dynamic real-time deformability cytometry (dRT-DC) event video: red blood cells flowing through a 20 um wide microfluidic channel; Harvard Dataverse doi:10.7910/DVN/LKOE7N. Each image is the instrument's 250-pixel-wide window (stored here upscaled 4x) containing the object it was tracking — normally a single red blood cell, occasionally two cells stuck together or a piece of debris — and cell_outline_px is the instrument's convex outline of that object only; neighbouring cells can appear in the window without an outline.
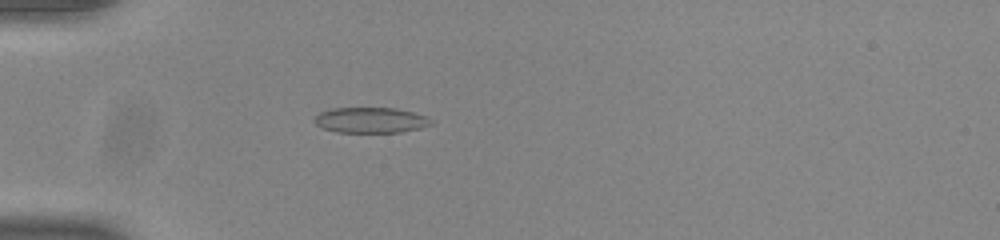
{"species": "common noctule bat (a hibernating species)", "species_latin": "Nyctalus noctula", "temperature_condition": "room temperature", "stored_images_in_passage": 40, "camera_frame_rate_fps": 3000, "um_per_image_px": 0.085, "animal": {"sex": "male", "body_mass_g": 20.0, "forearm_length_mm": 53.3}, "frame": {"image": 1, "passage_image": 3, "time_ms": 0.667, "image_size_px": [1000, 240], "cell_outline_px": [[432, 124], [420, 128], [400, 132], [336, 132], [324, 128], [316, 124], [312, 120], [320, 112], [332, 108], [396, 108], [428, 116], [432, 120]], "centroid_in_image_um": [31.51, 10.21], "position_along_channel_um": 53.5, "area_um2": 17.34}}
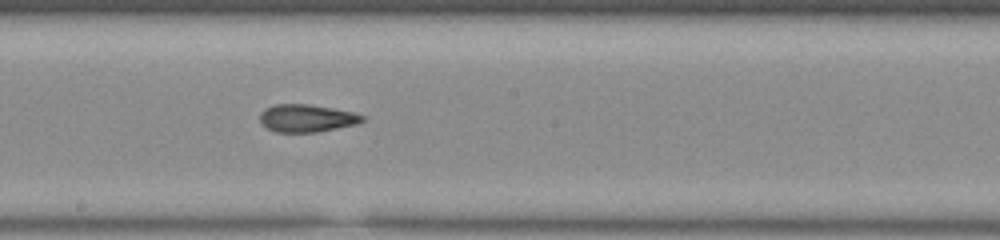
{"frame": {"image": 2, "passage_image": 17, "time_ms": 5.333, "image_size_px": [1000, 240], "cell_outline_px": [[368, 116], [364, 120], [356, 124], [316, 132], [276, 132], [268, 128], [260, 120], [260, 112], [264, 108], [276, 104], [308, 104], [332, 108], [352, 112]], "centroid_in_image_um": [26.08, 10.04], "position_along_channel_um": 222.1, "area_um2": 16.42}}
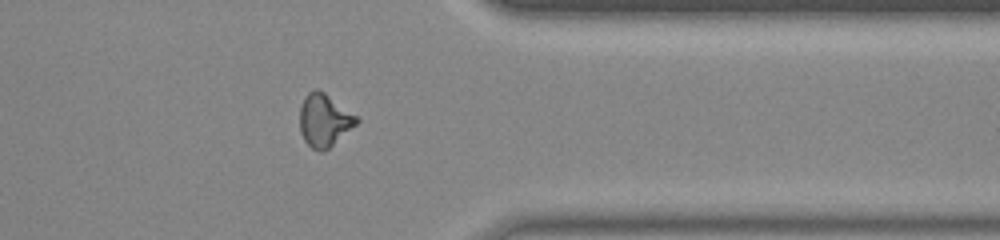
{"frame": {"image": 3, "passage_image": 30, "time_ms": 9.667, "image_size_px": [1000, 240], "cell_outline_px": [[360, 120], [356, 124], [324, 152], [320, 152], [312, 148], [304, 140], [300, 132], [300, 104], [304, 96], [308, 92], [316, 88], [324, 92], [360, 116]], "centroid_in_image_um": [27.57, 10.2], "position_along_channel_um": 383.8, "area_um2": 17.69}, "authors_computed_cell_mechanics": {"area_um2": 16.5886, "velocity_mm_per_s": 3.9036, "shape_relaxation_time_tau1_ms": null, "shape_relaxation_time_tau2_ms": 2.1979, "deformation_change_tau1": null, "deformation_change_tau2": 0.1004}}